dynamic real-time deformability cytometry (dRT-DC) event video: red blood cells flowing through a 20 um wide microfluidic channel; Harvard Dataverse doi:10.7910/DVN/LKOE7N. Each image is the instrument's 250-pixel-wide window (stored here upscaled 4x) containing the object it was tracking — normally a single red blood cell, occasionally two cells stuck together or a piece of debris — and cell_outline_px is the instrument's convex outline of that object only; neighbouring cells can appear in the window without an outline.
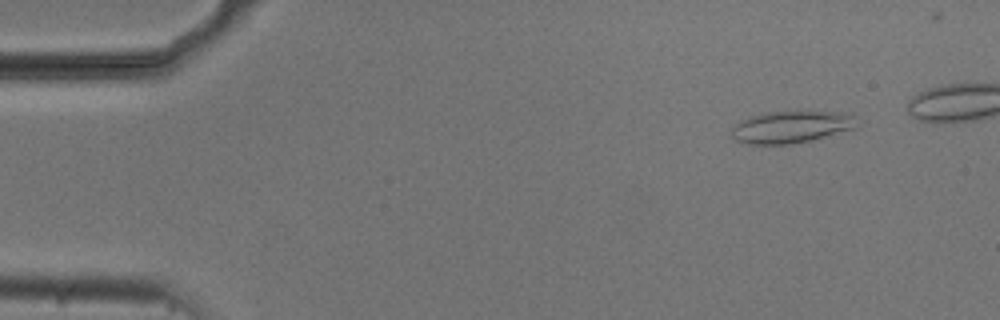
{"species": "common noctule bat (a hibernating species)", "species_latin": "Nyctalus noctula", "temperature_condition": "cold", "stored_images_in_passage": 47, "camera_frame_rate_fps": 3000, "um_per_image_px": 0.085, "animal": {"sex": "male", "body_mass_g": 20.5, "forearm_length_mm": 52.5}, "frame": {"image": 1, "passage_image": 5, "time_ms": 1.333, "image_size_px": [1000, 320], "cell_outline_px": [[856, 128], [808, 140], [788, 144], [748, 144], [736, 140], [732, 136], [732, 128], [736, 124], [752, 116], [768, 112], [840, 112], [852, 116]], "centroid_in_image_um": [67.2, 10.8], "position_along_channel_um": 17.8, "area_um2": 22.54}}
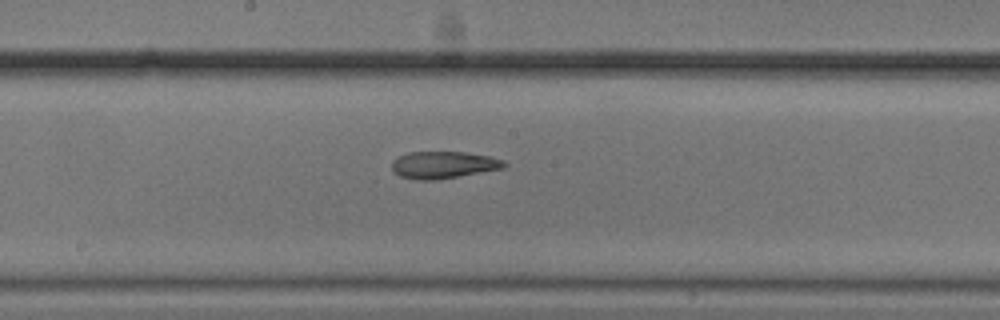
{"frame": {"image": 2, "passage_image": 28, "time_ms": 9.0, "image_size_px": [1000, 320], "cell_outline_px": [[508, 164], [504, 168], [436, 180], [416, 180], [400, 176], [392, 172], [392, 160], [408, 152], [464, 152], [488, 156], [504, 160]], "centroid_in_image_um": [37.67, 14.02], "position_along_channel_um": 210.5, "area_um2": 17.74}}
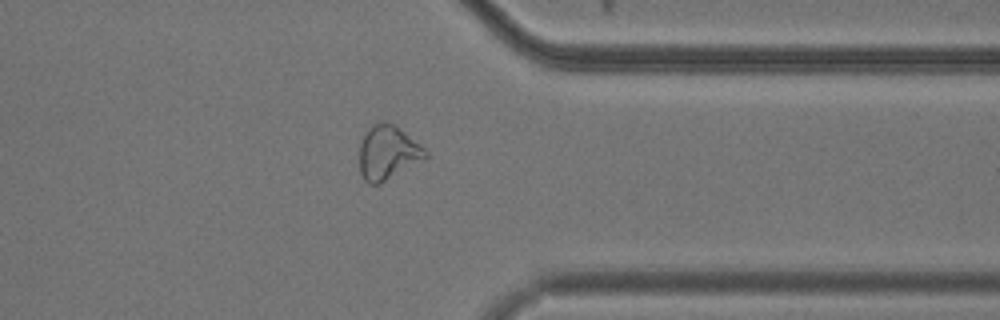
{"frame": {"image": 3, "passage_image": 42, "time_ms": 13.667, "image_size_px": [1000, 320], "cell_outline_px": [[428, 156], [424, 160], [380, 184], [368, 184], [364, 180], [360, 172], [360, 144], [364, 132], [372, 124], [380, 120], [384, 120], [392, 124], [420, 144], [428, 152]], "centroid_in_image_um": [32.95, 12.98], "position_along_channel_um": 378.5, "area_um2": 20.92}}